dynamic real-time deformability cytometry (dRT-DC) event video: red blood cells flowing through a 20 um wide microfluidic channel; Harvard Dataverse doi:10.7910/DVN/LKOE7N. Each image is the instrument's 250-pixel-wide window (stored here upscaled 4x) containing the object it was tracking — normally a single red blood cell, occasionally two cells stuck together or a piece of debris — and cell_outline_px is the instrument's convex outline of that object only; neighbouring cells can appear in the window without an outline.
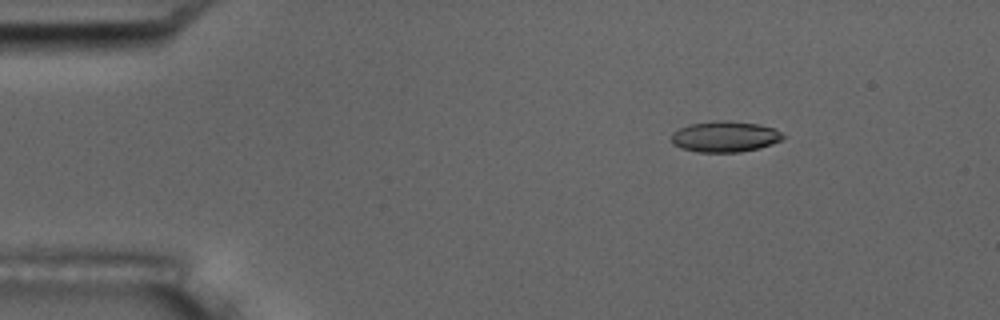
{"species": "common noctule bat (a hibernating species)", "species_latin": "Nyctalus noctula", "temperature_condition": "room temperature", "stored_images_in_passage": 4, "camera_frame_rate_fps": 3000, "um_per_image_px": 0.085, "animal": {"sex": "male", "body_mass_g": 17.5, "forearm_length_mm": 52.3}, "frame": {"image": 1, "passage_image": 2, "time_ms": 0.333, "image_size_px": [1000, 320], "cell_outline_px": [[784, 140], [760, 148], [740, 152], [696, 152], [680, 148], [672, 144], [672, 132], [688, 124], [716, 120], [728, 120], [760, 124], [776, 128], [784, 136]], "centroid_in_image_um": [61.63, 11.61], "position_along_channel_um": 23.4, "area_um2": 20.46}}